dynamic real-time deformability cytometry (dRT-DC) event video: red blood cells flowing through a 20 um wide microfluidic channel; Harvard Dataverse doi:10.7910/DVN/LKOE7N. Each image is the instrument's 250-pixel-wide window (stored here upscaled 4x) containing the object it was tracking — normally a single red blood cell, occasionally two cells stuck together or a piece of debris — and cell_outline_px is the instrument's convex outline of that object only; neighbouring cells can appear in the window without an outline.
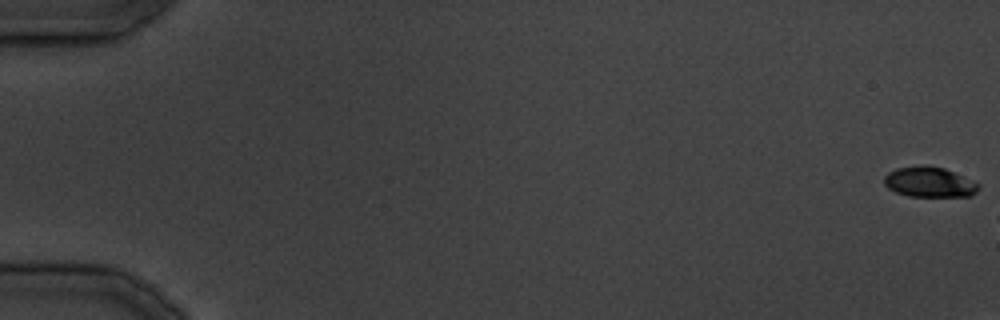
{"species": "common noctule bat (a hibernating species)", "species_latin": "Nyctalus noctula", "temperature_condition": "cold", "stored_images_in_passage": 4, "camera_frame_rate_fps": 3000, "um_per_image_px": 0.085, "animal": {"sex": "male", "body_mass_g": 19.5, "forearm_length_mm": 54.6}, "frame": {"image": 1, "passage_image": 1, "time_ms": 0.0, "image_size_px": [1000, 320], "cell_outline_px": [[980, 188], [972, 196], [908, 196], [896, 192], [888, 188], [884, 184], [884, 176], [888, 172], [896, 168], [924, 164], [944, 168], [980, 184]], "centroid_in_image_um": [78.98, 15.47], "position_along_channel_um": 6.0, "area_um2": 16.7}}